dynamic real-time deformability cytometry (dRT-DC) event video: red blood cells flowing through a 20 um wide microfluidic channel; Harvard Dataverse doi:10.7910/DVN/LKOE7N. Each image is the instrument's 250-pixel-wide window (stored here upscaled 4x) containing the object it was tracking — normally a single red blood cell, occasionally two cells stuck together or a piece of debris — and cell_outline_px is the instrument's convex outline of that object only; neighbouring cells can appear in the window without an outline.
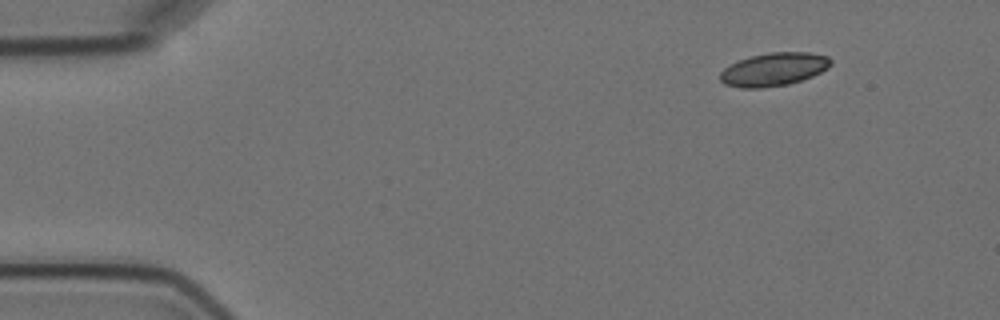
{"species": "Egyptian fruit bat (a non-hibernating species)", "species_latin": "Rousettus aegyptiacus", "temperature_condition": "cold", "stored_images_in_passage": 4, "camera_frame_rate_fps": 3000, "um_per_image_px": 0.085, "animal": {"sex": "female"}, "frame": {"image": 1, "passage_image": 1, "time_ms": 0.0, "image_size_px": [1000, 320], "cell_outline_px": [[832, 64], [828, 68], [812, 76], [788, 84], [760, 88], [740, 88], [724, 84], [720, 80], [720, 72], [724, 68], [740, 60], [752, 56], [768, 52], [808, 52], [828, 56], [832, 60]], "centroid_in_image_um": [65.78, 5.89], "position_along_channel_um": 19.2, "area_um2": 21.33}}